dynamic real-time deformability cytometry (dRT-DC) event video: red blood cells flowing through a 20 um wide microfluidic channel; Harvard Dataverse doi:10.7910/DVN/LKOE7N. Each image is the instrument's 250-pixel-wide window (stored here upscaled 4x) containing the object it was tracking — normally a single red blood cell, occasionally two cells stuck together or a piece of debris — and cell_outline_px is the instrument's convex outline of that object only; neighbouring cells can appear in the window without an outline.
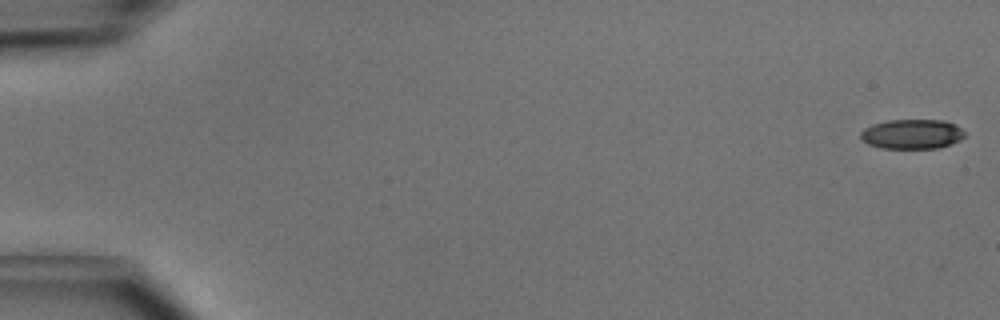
{"species": "common noctule bat (a hibernating species)", "species_latin": "Nyctalus noctula", "temperature_condition": "cold", "stored_images_in_passage": 13, "camera_frame_rate_fps": 3000, "um_per_image_px": 0.085, "animal": {"sex": "male", "body_mass_g": 15.6}, "frame": {"image": 1, "passage_image": 1, "time_ms": 0.0, "image_size_px": [1000, 320], "cell_outline_px": [[964, 136], [960, 140], [952, 144], [936, 148], [880, 148], [868, 144], [860, 140], [860, 132], [864, 128], [872, 124], [888, 120], [944, 120], [956, 124], [964, 132]], "centroid_in_image_um": [77.49, 11.39], "position_along_channel_um": 7.5, "area_um2": 18.15}}
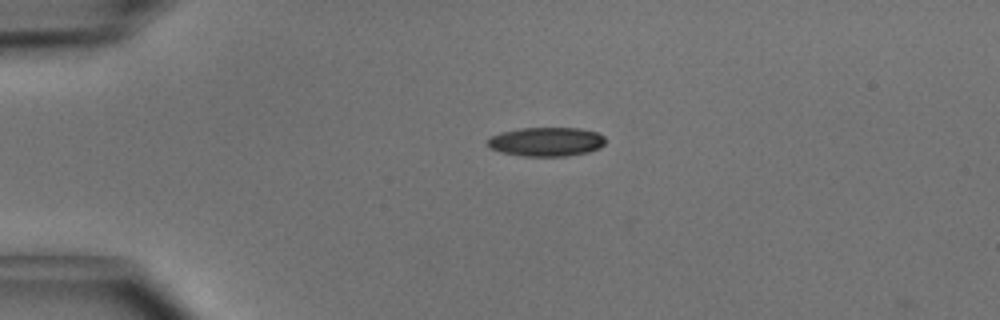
{"frame": {"image": 2, "passage_image": 12, "time_ms": 3.667, "image_size_px": [1000, 320], "cell_outline_px": [[604, 144], [600, 148], [588, 152], [568, 156], [524, 156], [500, 152], [488, 148], [488, 140], [492, 136], [500, 132], [520, 128], [580, 128], [596, 132], [604, 136]], "centroid_in_image_um": [46.43, 12.05], "position_along_channel_um": 38.6, "area_um2": 20.0}}